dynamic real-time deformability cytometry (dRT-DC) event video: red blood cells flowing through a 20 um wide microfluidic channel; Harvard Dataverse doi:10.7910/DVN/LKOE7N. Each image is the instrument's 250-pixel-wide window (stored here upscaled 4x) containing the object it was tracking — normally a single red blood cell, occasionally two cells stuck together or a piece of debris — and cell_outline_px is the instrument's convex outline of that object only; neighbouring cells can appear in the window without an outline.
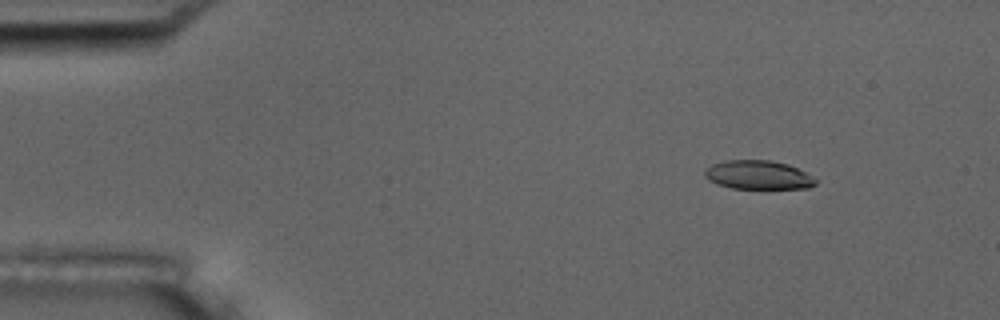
{"species": "common noctule bat (a hibernating species)", "species_latin": "Nyctalus noctula", "temperature_condition": "room temperature", "stored_images_in_passage": 6, "camera_frame_rate_fps": 3000, "um_per_image_px": 0.085, "animal": {"sex": "male", "body_mass_g": 17.5, "forearm_length_mm": 52.3}, "frame": {"image": 1, "passage_image": 2, "time_ms": 1.0, "image_size_px": [1000, 320], "cell_outline_px": [[820, 180], [816, 184], [808, 188], [732, 188], [716, 184], [708, 180], [704, 176], [704, 172], [712, 164], [724, 160], [768, 160], [788, 164]], "centroid_in_image_um": [64.44, 14.87], "position_along_channel_um": 20.6, "area_um2": 18.61}}
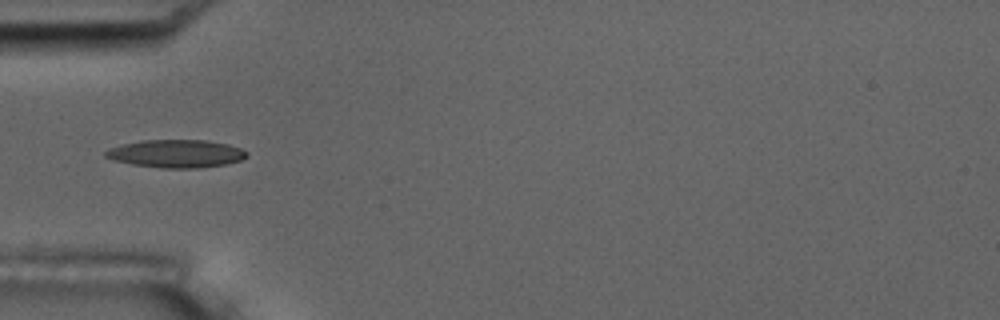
{"frame": {"image": 2, "passage_image": 5, "time_ms": 4.667, "image_size_px": [1000, 320], "cell_outline_px": [[248, 156], [240, 160], [224, 164], [196, 168], [164, 168], [132, 164], [112, 160], [104, 156], [104, 152], [108, 148], [140, 140], [204, 140], [228, 144], [240, 148], [248, 152]], "centroid_in_image_um": [14.95, 13.05], "position_along_channel_um": 70.1, "area_um2": 22.89}}